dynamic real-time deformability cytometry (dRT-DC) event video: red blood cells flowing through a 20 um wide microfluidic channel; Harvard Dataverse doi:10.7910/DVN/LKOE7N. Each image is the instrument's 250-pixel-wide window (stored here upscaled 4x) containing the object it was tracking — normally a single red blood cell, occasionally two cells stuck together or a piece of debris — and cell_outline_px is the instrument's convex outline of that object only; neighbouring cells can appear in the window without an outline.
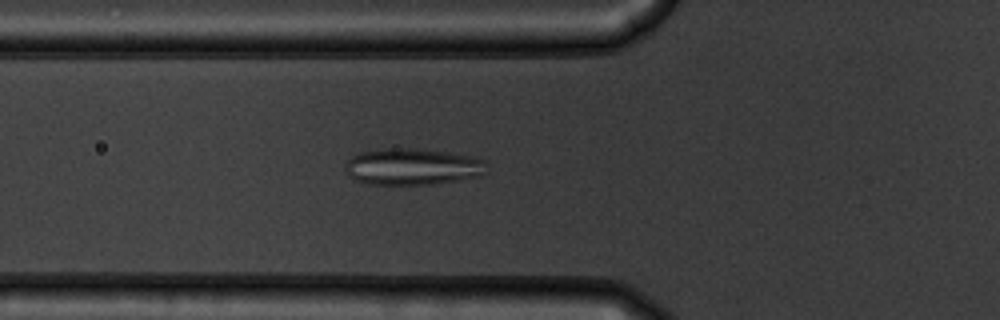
{"species": "common noctule bat (a hibernating species)", "species_latin": "Nyctalus noctula", "temperature_condition": "warm", "stored_images_in_passage": 54, "camera_frame_rate_fps": 3000, "um_per_image_px": 0.085, "animal": {"sex": "male", "body_mass_g": 19.5, "forearm_length_mm": 54.6}, "frame": {"image": 1, "passage_image": 20, "time_ms": 6.333, "image_size_px": [1000, 320], "cell_outline_px": [[488, 160], [484, 172], [480, 176], [460, 180], [436, 184], [368, 184], [356, 180], [348, 176], [344, 172], [344, 164], [352, 156], [360, 152], [388, 148], [416, 148], [448, 152], [476, 156]], "centroid_in_image_um": [35.08, 14.16], "position_along_channel_um": 90.7, "area_um2": 30.63}}
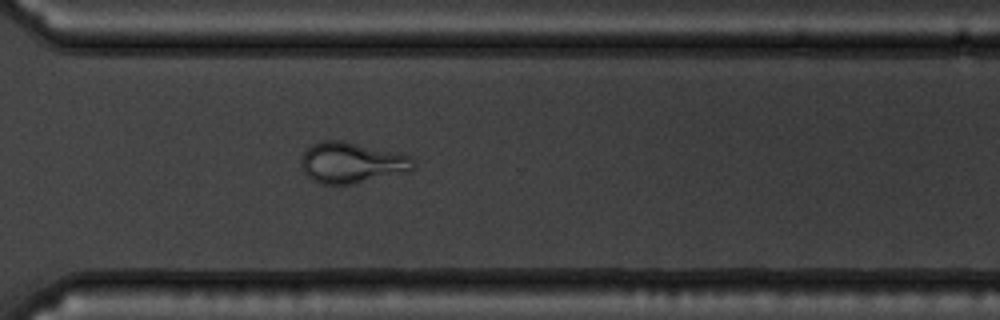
{"frame": {"image": 2, "passage_image": 40, "time_ms": 13.0, "image_size_px": [1000, 320], "cell_outline_px": [[416, 168], [408, 172], [352, 184], [320, 184], [312, 180], [304, 172], [300, 164], [300, 156], [312, 144], [320, 140], [344, 140], [396, 152], [412, 156], [416, 164]], "centroid_in_image_um": [29.9, 13.82], "position_along_channel_um": 340.7, "area_um2": 27.17}}
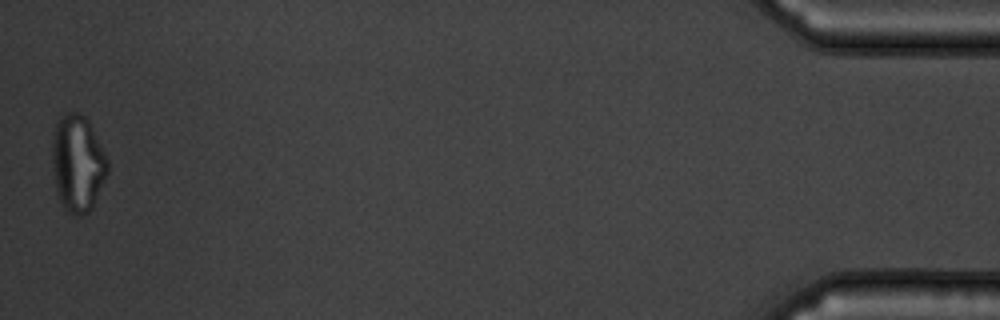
{"frame": {"image": 3, "passage_image": 54, "time_ms": 17.667, "image_size_px": [1000, 320], "cell_outline_px": [[108, 172], [92, 208], [88, 212], [80, 216], [76, 216], [68, 212], [64, 208], [60, 200], [56, 188], [52, 164], [52, 140], [56, 120], [60, 116], [68, 112], [80, 112], [88, 120], [108, 160]], "centroid_in_image_um": [6.59, 13.87], "position_along_channel_um": 428.6, "area_um2": 31.27}, "authors_computed_cell_mechanics": {"area_um2": 28.9, "velocity_mm_per_s": 3.7502, "shape_relaxation_time_tau1_ms": null, "shape_relaxation_time_tau2_ms": 0.9712, "deformation_change_tau1": null, "deformation_change_tau2": 0.0933}}